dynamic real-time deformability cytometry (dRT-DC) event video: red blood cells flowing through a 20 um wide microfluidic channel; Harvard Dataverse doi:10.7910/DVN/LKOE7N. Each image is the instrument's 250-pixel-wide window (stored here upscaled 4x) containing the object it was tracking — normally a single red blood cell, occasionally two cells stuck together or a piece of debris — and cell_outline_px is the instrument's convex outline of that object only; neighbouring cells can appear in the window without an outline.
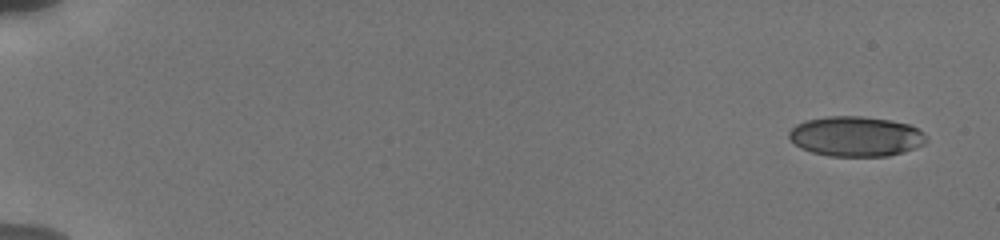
{"species": "human", "species_latin": "Homo sapiens", "temperature_condition": "cold", "stored_images_in_passage": 27, "camera_frame_rate_fps": 3000, "um_per_image_px": 0.085, "donor": {"sex": "male"}, "frame": {"image": 1, "passage_image": 1, "time_ms": 0.0, "image_size_px": [1000, 240], "cell_outline_px": [[928, 140], [924, 144], [904, 152], [888, 156], [828, 156], [812, 152], [800, 148], [788, 136], [788, 132], [796, 124], [804, 120], [828, 116], [860, 116], [892, 120], [908, 124], [924, 132], [928, 136]], "centroid_in_image_um": [72.76, 11.59], "position_along_channel_um": 12.2, "area_um2": 32.25}}
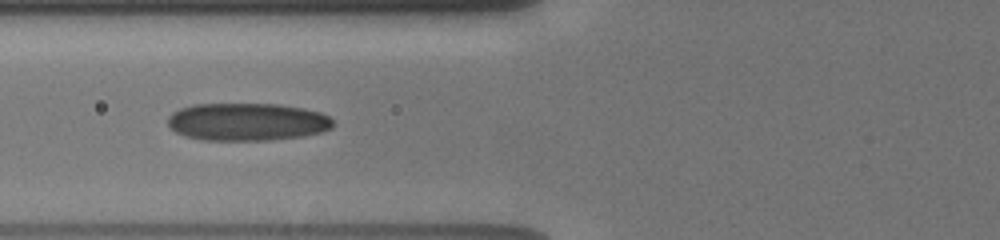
{"frame": {"image": 2, "passage_image": 18, "time_ms": 7.0, "image_size_px": [1000, 240], "cell_outline_px": [[336, 124], [332, 128], [320, 132], [304, 136], [272, 140], [204, 140], [184, 136], [176, 132], [168, 124], [168, 116], [172, 112], [180, 108], [196, 104], [280, 104], [304, 108], [320, 112], [328, 116]], "centroid_in_image_um": [21.03, 10.36], "position_along_channel_um": 104.8, "area_um2": 36.53}}
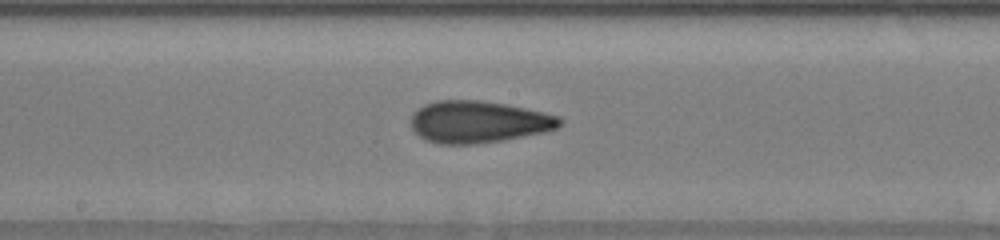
{"frame": {"image": 3, "passage_image": 27, "time_ms": 9.667, "image_size_px": [1000, 240], "cell_outline_px": [[564, 120], [560, 128], [544, 132], [504, 140], [472, 144], [440, 144], [424, 140], [412, 128], [412, 112], [424, 104], [436, 100], [480, 100], [504, 104], [544, 112], [560, 116]], "centroid_in_image_um": [40.69, 10.36], "position_along_channel_um": 207.5, "area_um2": 36.59}}